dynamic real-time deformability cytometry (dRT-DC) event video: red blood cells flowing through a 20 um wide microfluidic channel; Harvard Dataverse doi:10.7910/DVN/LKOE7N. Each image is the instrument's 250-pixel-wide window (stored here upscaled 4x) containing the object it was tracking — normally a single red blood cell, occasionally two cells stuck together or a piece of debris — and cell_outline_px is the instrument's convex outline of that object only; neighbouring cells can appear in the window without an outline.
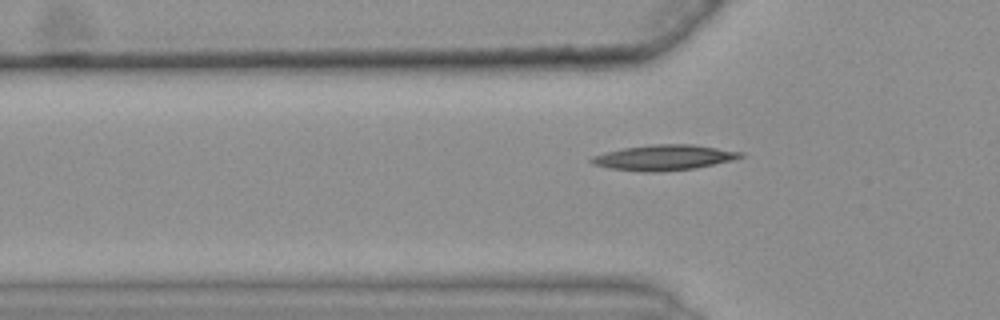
{"species": "common noctule bat (a hibernating species)", "species_latin": "Nyctalus noctula", "temperature_condition": "warm", "stored_images_in_passage": 41, "camera_frame_rate_fps": 3000, "um_per_image_px": 0.085, "animal": {"sex": "female", "body_mass_g": 25.1}, "frame": {"image": 1, "passage_image": 9, "time_ms": 2.667, "image_size_px": [1000, 320], "cell_outline_px": [[744, 156], [732, 160], [692, 168], [656, 172], [644, 172], [608, 168], [592, 164], [588, 160], [592, 156], [624, 148], [652, 144], [692, 144], [744, 152]], "centroid_in_image_um": [56.41, 13.39], "position_along_channel_um": 69.4, "area_um2": 21.85}}
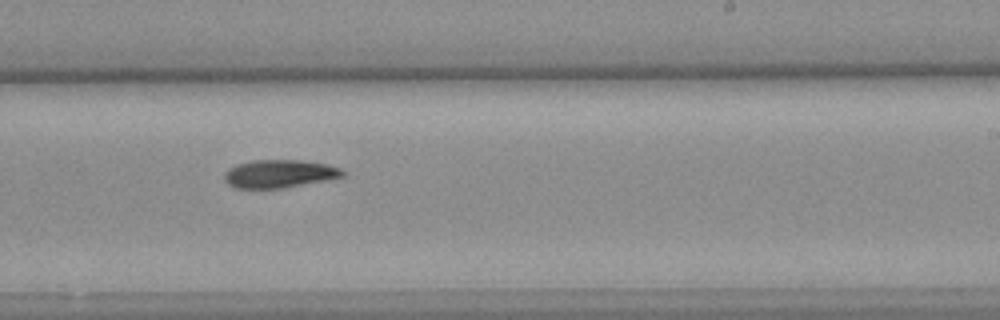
{"frame": {"image": 2, "passage_image": 25, "time_ms": 8.0, "image_size_px": [1000, 320], "cell_outline_px": [[348, 172], [344, 176], [284, 188], [236, 188], [228, 184], [224, 180], [224, 172], [228, 168], [236, 164], [252, 160], [300, 160], [324, 164], [340, 168]], "centroid_in_image_um": [23.71, 14.76], "position_along_channel_um": 265.3, "area_um2": 19.31}}
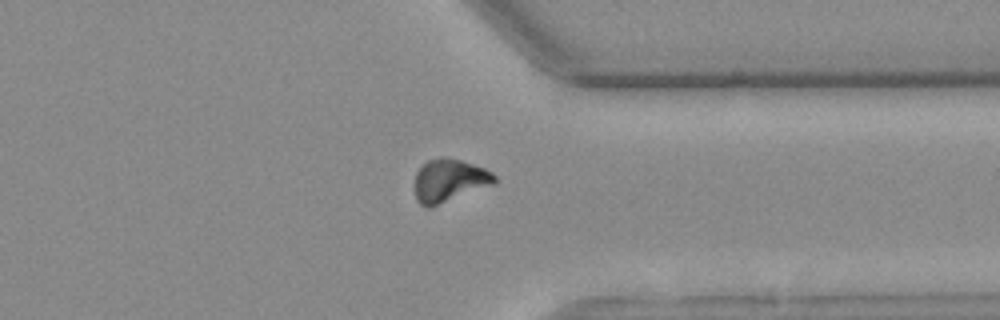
{"frame": {"image": 3, "passage_image": 34, "time_ms": 11.0, "image_size_px": [1000, 320], "cell_outline_px": [[496, 184], [428, 208], [424, 208], [416, 200], [416, 172], [428, 160], [440, 156], [444, 156], [460, 160], [484, 168], [492, 172], [496, 176]], "centroid_in_image_um": [38.21, 15.34], "position_along_channel_um": 373.2, "area_um2": 19.94}}